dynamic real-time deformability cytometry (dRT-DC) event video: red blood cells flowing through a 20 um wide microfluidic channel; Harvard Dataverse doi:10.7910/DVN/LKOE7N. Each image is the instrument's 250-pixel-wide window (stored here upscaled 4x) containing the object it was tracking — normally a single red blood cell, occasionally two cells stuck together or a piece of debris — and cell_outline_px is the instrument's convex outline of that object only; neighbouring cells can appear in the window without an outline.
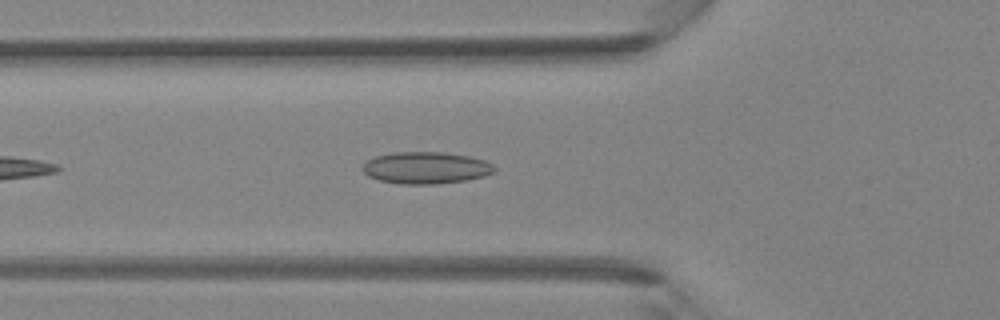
{"species": "Egyptian fruit bat (a non-hibernating species)", "species_latin": "Rousettus aegyptiacus", "temperature_condition": "room temperature", "stored_images_in_passage": 33, "camera_frame_rate_fps": 3000, "um_per_image_px": 0.085, "animal": {"sex": "female"}, "frame": {"image": 1, "passage_image": 5, "time_ms": 1.333, "image_size_px": [1000, 320], "cell_outline_px": [[496, 168], [492, 172], [484, 176], [464, 180], [436, 184], [400, 184], [380, 180], [368, 176], [360, 168], [368, 160], [376, 156], [392, 152], [444, 152], [468, 156], [484, 160], [492, 164]], "centroid_in_image_um": [36.17, 14.26], "position_along_channel_um": 89.6, "area_um2": 24.39}}
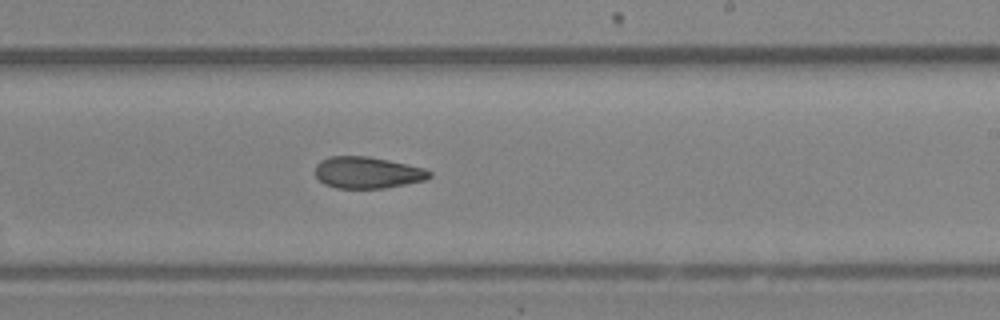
{"frame": {"image": 2, "passage_image": 16, "time_ms": 5.0, "image_size_px": [1000, 320], "cell_outline_px": [[432, 176], [424, 180], [384, 188], [336, 188], [324, 184], [316, 176], [316, 164], [320, 160], [328, 156], [368, 156], [408, 164], [424, 168], [432, 172]], "centroid_in_image_um": [31.22, 14.66], "position_along_channel_um": 257.8, "area_um2": 21.04}}
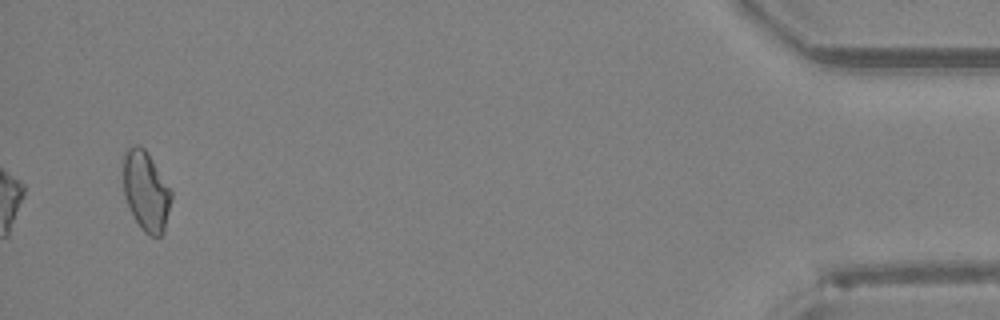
{"frame": {"image": 3, "passage_image": 32, "time_ms": 10.333, "image_size_px": [1000, 320], "cell_outline_px": [[172, 196], [164, 232], [160, 236], [148, 236], [140, 228], [124, 196], [124, 148], [132, 144], [136, 144], [144, 148], [152, 160], [172, 192]], "centroid_in_image_um": [12.4, 16.24], "position_along_channel_um": 422.8, "area_um2": 22.14}}